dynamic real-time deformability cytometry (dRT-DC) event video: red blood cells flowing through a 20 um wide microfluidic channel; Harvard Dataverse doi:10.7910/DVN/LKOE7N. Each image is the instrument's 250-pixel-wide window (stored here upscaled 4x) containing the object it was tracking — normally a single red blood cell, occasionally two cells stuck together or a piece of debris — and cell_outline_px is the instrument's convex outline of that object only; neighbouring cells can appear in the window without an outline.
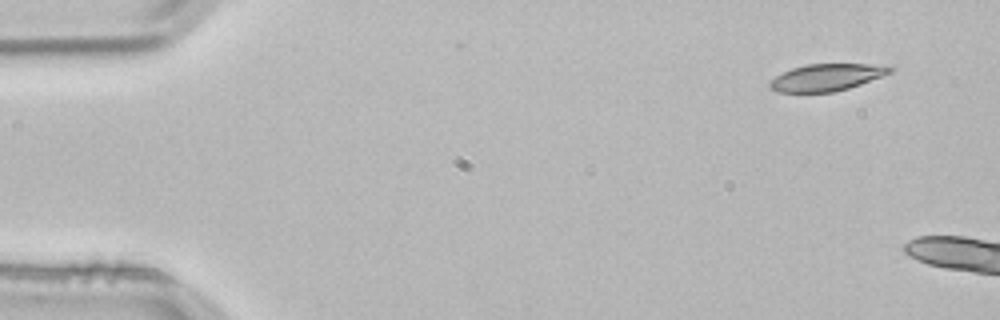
{"species": "common noctule bat (a hibernating species)", "species_latin": "Nyctalus noctula", "temperature_condition": "room temperature", "stored_images_in_passage": 4, "camera_frame_rate_fps": 3000, "um_per_image_px": 0.085, "animal": {"sex": "male", "body_mass_g": 21.5, "forearm_length_mm": 52.0}, "frame": {"image": 1, "passage_image": 1, "time_ms": 0.0, "image_size_px": [1000, 320], "cell_outline_px": [[892, 72], [860, 84], [848, 88], [832, 92], [776, 92], [768, 84], [776, 76], [792, 68], [808, 64], [888, 64], [892, 68]], "centroid_in_image_um": [70.29, 6.56], "position_along_channel_um": 14.7, "area_um2": 18.73}}